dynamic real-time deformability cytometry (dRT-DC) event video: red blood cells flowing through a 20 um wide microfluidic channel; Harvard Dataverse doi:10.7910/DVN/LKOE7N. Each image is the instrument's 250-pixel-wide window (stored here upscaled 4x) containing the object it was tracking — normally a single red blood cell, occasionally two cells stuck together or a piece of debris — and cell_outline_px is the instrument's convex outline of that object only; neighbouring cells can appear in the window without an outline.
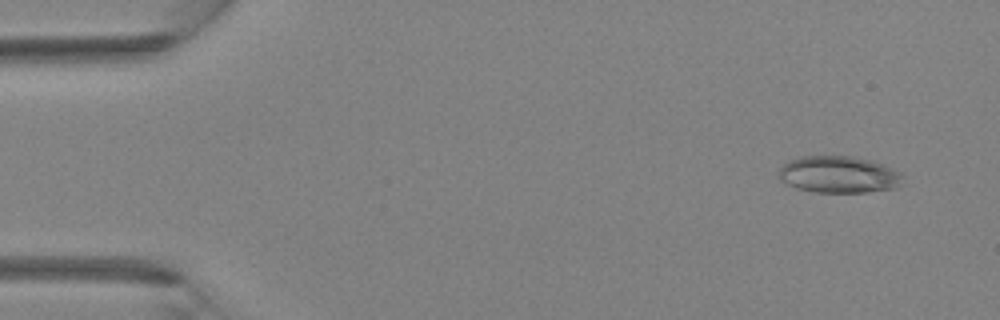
{"species": "Egyptian fruit bat (a non-hibernating species)", "species_latin": "Rousettus aegyptiacus", "temperature_condition": "room temperature", "stored_images_in_passage": 5, "camera_frame_rate_fps": 3000, "um_per_image_px": 0.085, "animal": {"sex": "female"}, "frame": {"image": 1, "passage_image": 1, "time_ms": 0.0, "image_size_px": [1000, 320], "cell_outline_px": [[904, 176], [896, 188], [868, 192], [812, 192], [796, 188], [784, 184], [780, 180], [780, 168], [788, 160], [800, 156], [856, 156], [872, 160], [884, 164], [900, 172]], "centroid_in_image_um": [71.29, 14.83], "position_along_channel_um": 13.7, "area_um2": 26.93}}
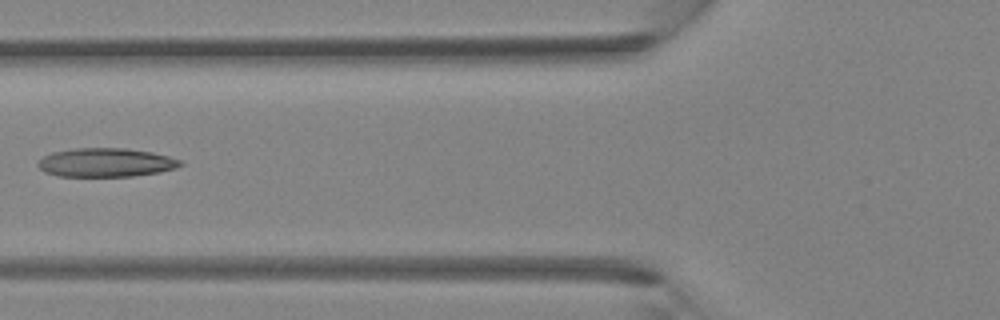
{"frame": {"image": 2, "passage_image": 5, "time_ms": 1.333, "image_size_px": [1000, 320], "cell_outline_px": [[184, 164], [176, 168], [160, 172], [132, 176], [56, 176], [44, 172], [36, 164], [44, 156], [52, 152], [76, 148], [124, 148], [152, 152], [168, 156], [180, 160]], "centroid_in_image_um": [8.99, 13.81], "position_along_channel_um": 116.8, "area_um2": 23.87}}